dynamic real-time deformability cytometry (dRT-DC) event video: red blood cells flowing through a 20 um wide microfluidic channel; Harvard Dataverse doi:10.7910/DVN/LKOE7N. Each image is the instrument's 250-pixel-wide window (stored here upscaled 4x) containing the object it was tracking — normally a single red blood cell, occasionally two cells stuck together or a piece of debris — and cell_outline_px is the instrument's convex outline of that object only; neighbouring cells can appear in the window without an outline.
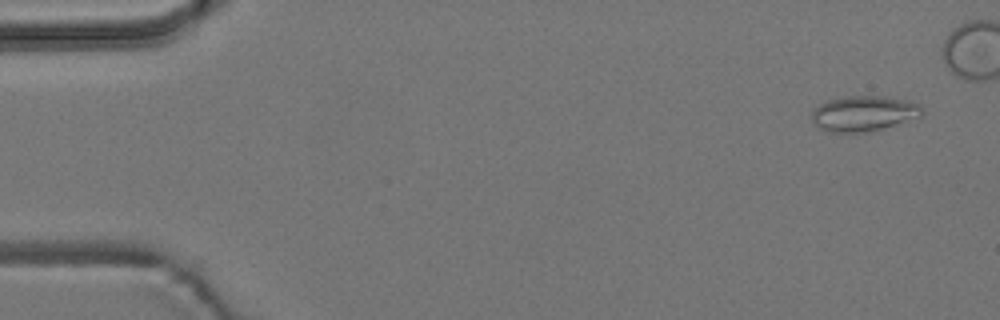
{"species": "common noctule bat (a hibernating species)", "species_latin": "Nyctalus noctula", "temperature_condition": "room temperature", "stored_images_in_passage": 5, "segment_of_instrument_passage": [1, 2], "camera_frame_rate_fps": 3000, "um_per_image_px": 0.085, "animal": {"sex": "male", "body_mass_g": 19.2, "forearm_length_mm": 51.8}, "frame": {"image": 1, "passage_image": 1, "time_ms": 0.0, "image_size_px": [1000, 320], "cell_outline_px": [[924, 112], [920, 116], [868, 132], [828, 132], [820, 128], [812, 120], [812, 112], [820, 104], [828, 100], [848, 96], [880, 96], [908, 100], [920, 104], [924, 108]], "centroid_in_image_um": [73.43, 9.63], "position_along_channel_um": 11.6, "area_um2": 22.48}}
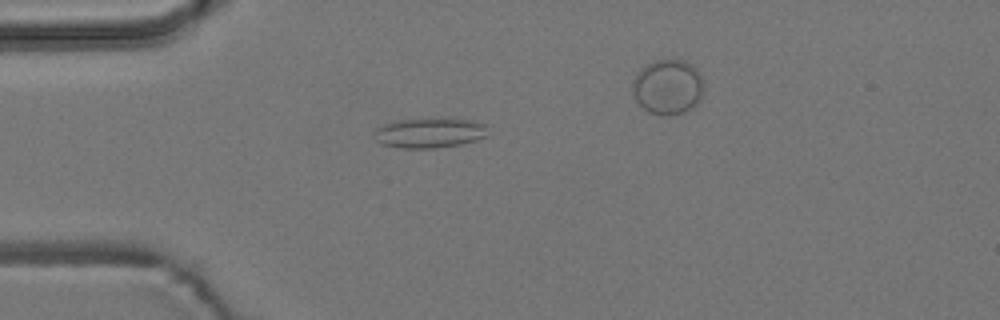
{"frame": {"image": 2, "passage_image": 3, "time_ms": 0.667, "image_size_px": [1000, 320], "cell_outline_px": [[488, 136], [476, 140], [460, 144], [436, 148], [400, 148], [380, 144], [372, 136], [372, 132], [376, 128], [384, 124], [400, 120], [444, 116], [472, 120], [484, 124]], "centroid_in_image_um": [36.49, 11.27], "position_along_channel_um": 48.5, "area_um2": 20.52}}